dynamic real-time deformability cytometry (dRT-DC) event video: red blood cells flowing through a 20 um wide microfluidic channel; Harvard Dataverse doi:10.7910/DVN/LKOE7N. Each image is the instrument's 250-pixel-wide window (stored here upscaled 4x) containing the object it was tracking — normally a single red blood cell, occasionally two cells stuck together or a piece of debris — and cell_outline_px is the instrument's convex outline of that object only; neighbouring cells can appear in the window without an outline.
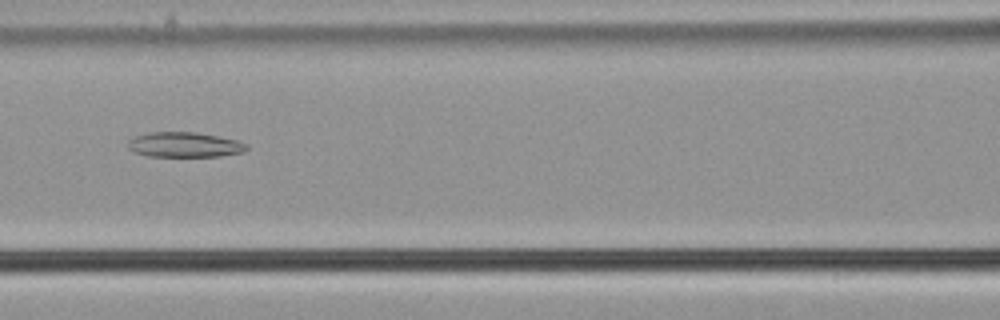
{"species": "common noctule bat (a hibernating species)", "species_latin": "Nyctalus noctula", "temperature_condition": "cold", "stored_images_in_passage": 39, "camera_frame_rate_fps": 3000, "um_per_image_px": 0.085, "animal": {"sex": "male", "body_mass_g": 21.5, "forearm_length_mm": 52.0}, "frame": {"image": 1, "passage_image": 9, "time_ms": 2.667, "image_size_px": [1000, 320], "cell_outline_px": [[248, 148], [244, 152], [220, 156], [148, 156], [136, 152], [128, 148], [128, 140], [136, 136], [148, 132], [196, 132], [236, 140], [248, 144]], "centroid_in_image_um": [15.69, 12.3], "position_along_channel_um": 150.9, "area_um2": 17.22}}
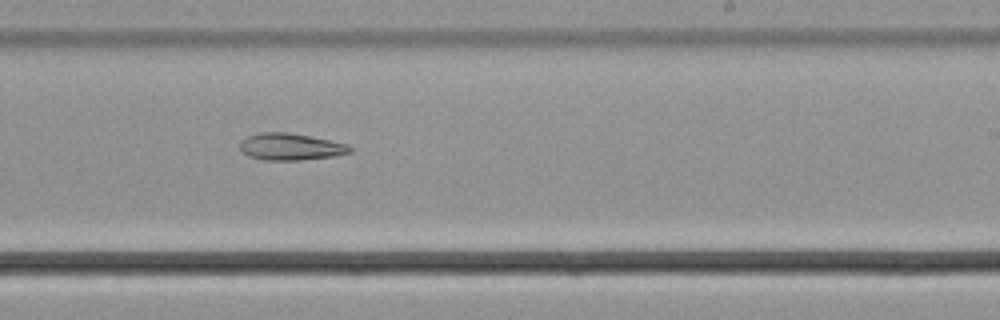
{"frame": {"image": 2, "passage_image": 18, "time_ms": 5.667, "image_size_px": [1000, 320], "cell_outline_px": [[352, 152], [332, 156], [300, 160], [264, 160], [248, 156], [240, 148], [240, 140], [248, 136], [260, 132], [284, 132], [308, 136], [328, 140], [344, 144], [352, 148]], "centroid_in_image_um": [24.64, 12.48], "position_along_channel_um": 264.4, "area_um2": 16.94}}
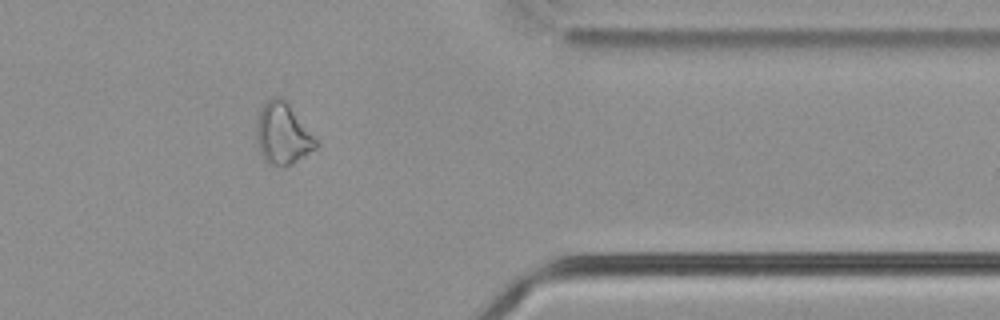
{"frame": {"image": 3, "passage_image": 29, "time_ms": 9.333, "image_size_px": [1000, 320], "cell_outline_px": [[320, 144], [316, 148], [292, 164], [284, 168], [280, 168], [268, 164], [264, 160], [260, 152], [256, 136], [256, 120], [260, 108], [272, 96], [280, 96], [288, 100]], "centroid_in_image_um": [24.03, 11.36], "position_along_channel_um": 387.4, "area_um2": 21.91}, "authors_computed_cell_mechanics": {"area_um2": 18.496, "velocity_mm_per_s": 3.7891, "shape_relaxation_time_tau1_ms": null, "shape_relaxation_time_tau2_ms": 7.8347, "deformation_change_tau1": null, "deformation_change_tau2": 0.1699}}